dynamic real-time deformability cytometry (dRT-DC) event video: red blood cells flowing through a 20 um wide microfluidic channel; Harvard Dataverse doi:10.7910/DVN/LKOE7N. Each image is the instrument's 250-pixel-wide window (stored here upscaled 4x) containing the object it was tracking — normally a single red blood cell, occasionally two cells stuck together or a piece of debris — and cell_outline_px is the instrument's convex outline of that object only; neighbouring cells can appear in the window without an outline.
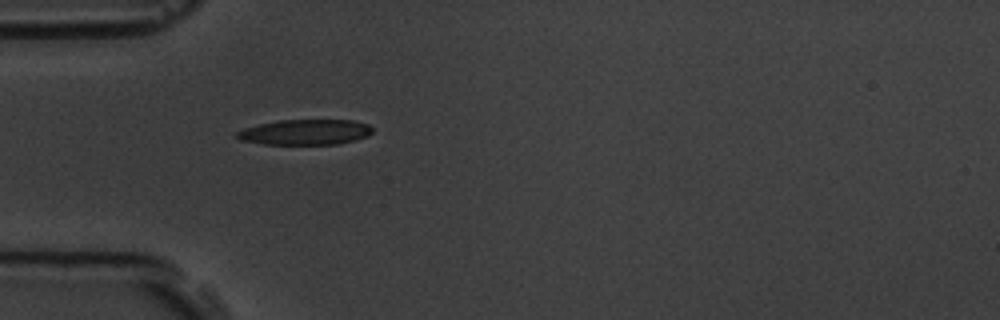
{"species": "common noctule bat (a hibernating species)", "species_latin": "Nyctalus noctula", "temperature_condition": "room temperature", "stored_images_in_passage": 1, "camera_frame_rate_fps": 3000, "um_per_image_px": 0.085, "animal": {"sex": "male", "body_mass_g": 19.5, "forearm_length_mm": 54.6}, "frame": {"image": 1, "passage_image": 1, "time_ms": 0.0, "image_size_px": [1000, 320], "cell_outline_px": [[372, 132], [368, 136], [356, 140], [336, 144], [264, 144], [240, 140], [236, 136], [236, 132], [244, 128], [260, 124], [280, 120], [352, 120], [368, 124], [372, 128]], "centroid_in_image_um": [25.96, 11.23], "position_along_channel_um": 59.0, "area_um2": 20.0}}